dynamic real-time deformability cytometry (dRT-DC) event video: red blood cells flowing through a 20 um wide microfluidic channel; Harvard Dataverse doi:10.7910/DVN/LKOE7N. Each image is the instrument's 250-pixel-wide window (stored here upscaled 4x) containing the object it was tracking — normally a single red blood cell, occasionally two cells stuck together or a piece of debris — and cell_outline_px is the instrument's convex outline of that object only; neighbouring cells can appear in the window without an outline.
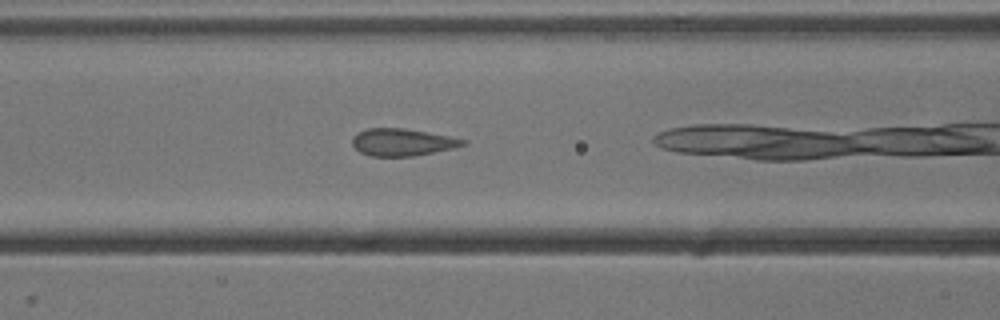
{"species": "common noctule bat (a hibernating species)", "species_latin": "Nyctalus noctula", "temperature_condition": "cold", "stored_images_in_passage": 19, "camera_frame_rate_fps": 3000, "um_per_image_px": 0.085, "animal": {"sex": "male", "body_mass_g": 13.3}, "frame": {"image": 1, "passage_image": 15, "time_ms": 4.667, "image_size_px": [1000, 320], "cell_outline_px": [[468, 144], [456, 148], [412, 156], [368, 156], [360, 152], [352, 144], [352, 136], [368, 128], [404, 128], [448, 136], [468, 140]], "centroid_in_image_um": [34.22, 12.09], "position_along_channel_um": 132.4, "area_um2": 17.57}}
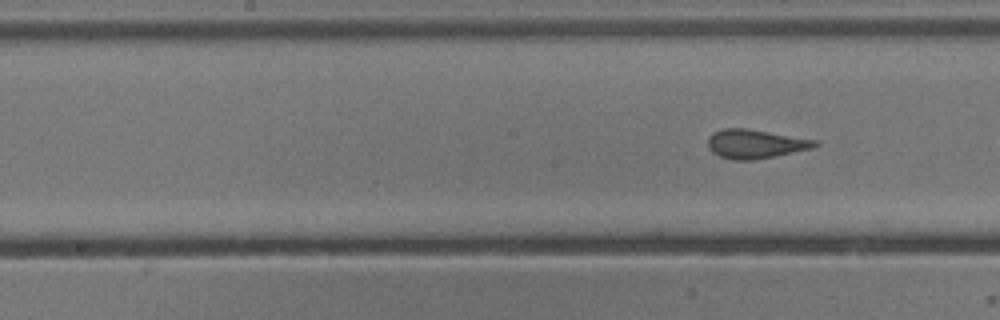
{"frame": {"image": 2, "passage_image": 19, "time_ms": 6.0, "image_size_px": [1000, 320], "cell_outline_px": [[820, 144], [816, 148], [776, 156], [752, 160], [732, 160], [720, 156], [712, 152], [708, 148], [708, 136], [712, 132], [724, 128], [744, 128], [816, 140]], "centroid_in_image_um": [64.2, 12.24], "position_along_channel_um": 184.0, "area_um2": 18.15}}